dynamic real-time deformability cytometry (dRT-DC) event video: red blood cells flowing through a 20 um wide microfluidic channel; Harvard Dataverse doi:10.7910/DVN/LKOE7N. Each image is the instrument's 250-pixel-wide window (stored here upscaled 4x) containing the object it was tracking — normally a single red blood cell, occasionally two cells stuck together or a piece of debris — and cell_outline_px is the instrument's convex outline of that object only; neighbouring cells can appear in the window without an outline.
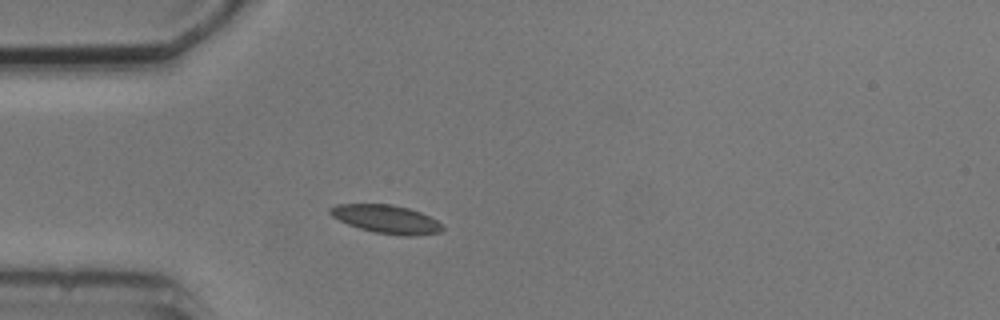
{"species": "common noctule bat (a hibernating species)", "species_latin": "Nyctalus noctula", "temperature_condition": "cold", "stored_images_in_passage": 1, "camera_frame_rate_fps": 3000, "um_per_image_px": 0.085, "animal": {"sex": "male", "body_mass_g": 20.5, "forearm_length_mm": 52.5}, "frame": {"image": 1, "passage_image": 1, "time_ms": 0.0, "image_size_px": [1000, 320], "cell_outline_px": [[444, 228], [440, 232], [416, 236], [404, 236], [372, 232], [348, 224], [332, 216], [328, 212], [328, 208], [336, 204], [392, 204], [408, 208], [420, 212], [444, 224]], "centroid_in_image_um": [32.85, 18.63], "position_along_channel_um": 52.2, "area_um2": 18.67}}